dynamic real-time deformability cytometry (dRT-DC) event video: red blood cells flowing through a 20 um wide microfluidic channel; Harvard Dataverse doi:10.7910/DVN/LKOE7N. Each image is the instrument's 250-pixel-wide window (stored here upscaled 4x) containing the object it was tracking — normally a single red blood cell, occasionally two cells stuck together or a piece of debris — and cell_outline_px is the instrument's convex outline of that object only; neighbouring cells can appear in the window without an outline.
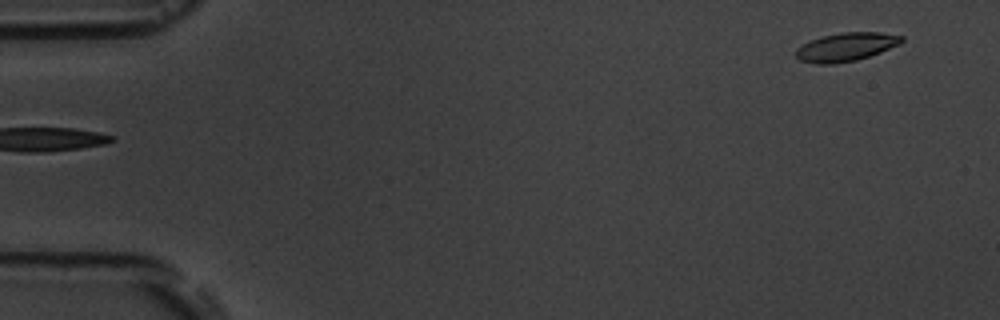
{"species": "common noctule bat (a hibernating species)", "species_latin": "Nyctalus noctula", "temperature_condition": "room temperature", "stored_images_in_passage": 5, "segment_of_instrument_passage": [2, 2], "camera_frame_rate_fps": 3000, "um_per_image_px": 0.085, "animal": {"sex": "male", "body_mass_g": 19.5, "forearm_length_mm": 54.6}, "frame": {"image": 1, "passage_image": 5, "time_ms": 5.333, "image_size_px": [1000, 320], "cell_outline_px": [[904, 40], [900, 44], [880, 52], [856, 60], [832, 64], [816, 64], [800, 60], [796, 56], [796, 48], [820, 36], [840, 32], [880, 32], [904, 36]], "centroid_in_image_um": [71.92, 3.98], "position_along_channel_um": 13.1, "area_um2": 17.51}}